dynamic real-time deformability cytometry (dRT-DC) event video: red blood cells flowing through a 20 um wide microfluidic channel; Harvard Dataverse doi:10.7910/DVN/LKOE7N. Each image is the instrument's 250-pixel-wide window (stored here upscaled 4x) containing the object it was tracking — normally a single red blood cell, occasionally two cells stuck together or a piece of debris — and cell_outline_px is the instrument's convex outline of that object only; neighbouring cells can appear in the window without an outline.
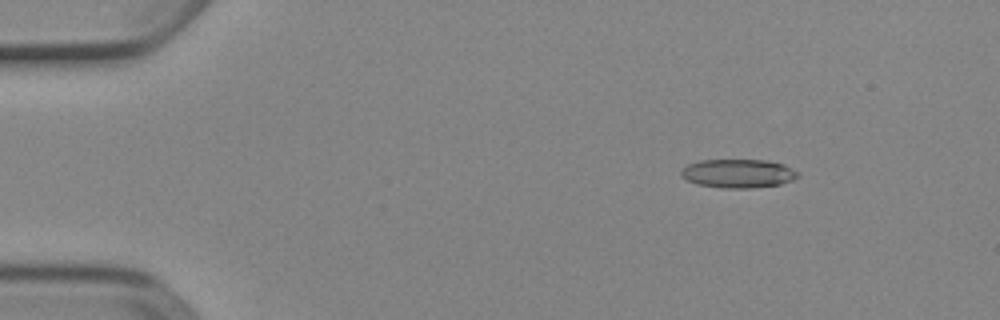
{"species": "Egyptian fruit bat (a non-hibernating species)", "species_latin": "Rousettus aegyptiacus", "temperature_condition": "cold", "stored_images_in_passage": 8, "camera_frame_rate_fps": 3000, "um_per_image_px": 0.085, "animal": {"sex": "female"}, "frame": {"image": 1, "passage_image": 3, "time_ms": 0.667, "image_size_px": [1000, 320], "cell_outline_px": [[800, 176], [792, 180], [780, 184], [748, 188], [724, 188], [696, 184], [680, 176], [680, 172], [688, 164], [700, 160], [768, 160], [784, 164], [800, 172]], "centroid_in_image_um": [62.77, 14.74], "position_along_channel_um": 22.2, "area_um2": 19.59}}
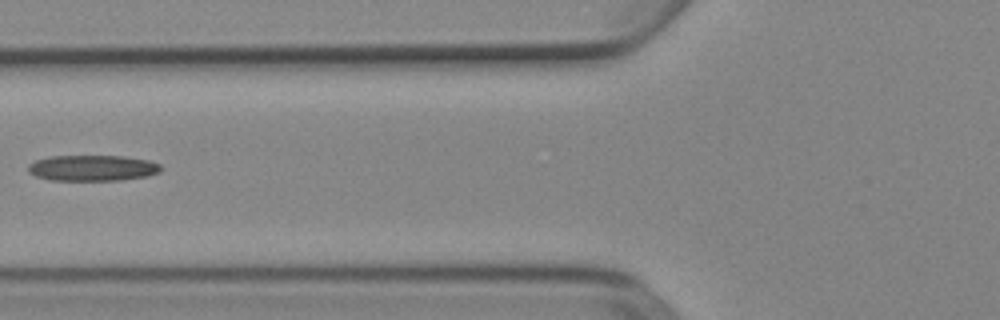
{"frame": {"image": 2, "passage_image": 7, "time_ms": 2.0, "image_size_px": [1000, 320], "cell_outline_px": [[164, 168], [160, 172], [148, 176], [124, 180], [52, 180], [36, 176], [28, 172], [28, 164], [36, 160], [52, 156], [124, 156], [148, 160], [160, 164]], "centroid_in_image_um": [7.91, 14.28], "position_along_channel_um": 117.9, "area_um2": 20.11}}
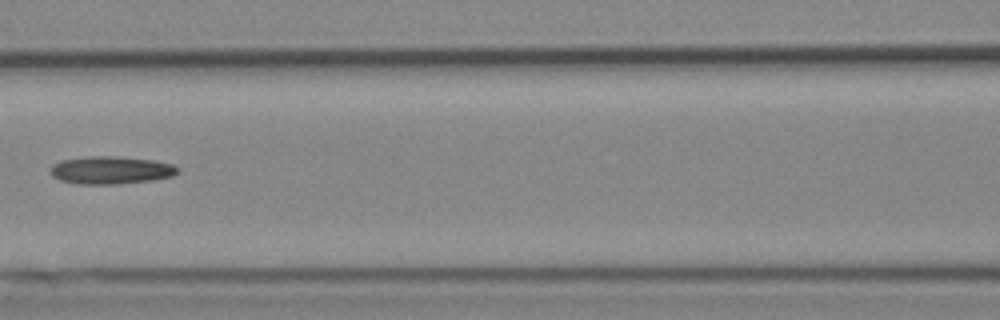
{"frame": {"image": 3, "passage_image": 8, "time_ms": 2.333, "image_size_px": [1000, 320], "cell_outline_px": [[180, 172], [172, 176], [152, 180], [120, 184], [76, 184], [60, 180], [52, 176], [48, 172], [52, 164], [60, 160], [88, 156], [116, 156], [152, 160], [172, 164], [180, 168]], "centroid_in_image_um": [9.39, 14.46], "position_along_channel_um": 157.2, "area_um2": 20.87}}